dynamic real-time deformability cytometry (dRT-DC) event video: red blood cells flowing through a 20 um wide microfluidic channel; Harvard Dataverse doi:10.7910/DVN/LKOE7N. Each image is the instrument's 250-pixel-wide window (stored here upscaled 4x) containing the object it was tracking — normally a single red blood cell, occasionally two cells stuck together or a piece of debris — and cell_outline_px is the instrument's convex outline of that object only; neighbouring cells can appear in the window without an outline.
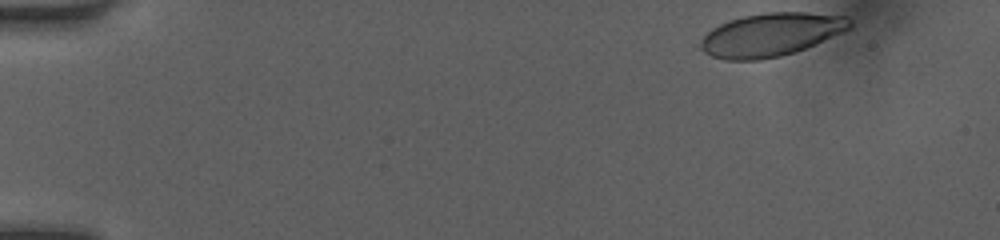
{"species": "human", "species_latin": "Homo sapiens", "temperature_condition": "room temperature", "stored_images_in_passage": 40, "camera_frame_rate_fps": 3000, "um_per_image_px": 0.085, "donor": {"sex": "female"}, "frame": {"image": 1, "passage_image": 1, "time_ms": 0.0, "image_size_px": [1000, 240], "cell_outline_px": [[852, 28], [804, 48], [780, 56], [760, 60], [724, 60], [712, 56], [704, 52], [700, 48], [700, 40], [712, 28], [728, 20], [744, 16], [764, 12], [808, 12], [848, 16], [852, 20]], "centroid_in_image_um": [65.53, 2.93], "position_along_channel_um": 19.5, "area_um2": 37.57}}
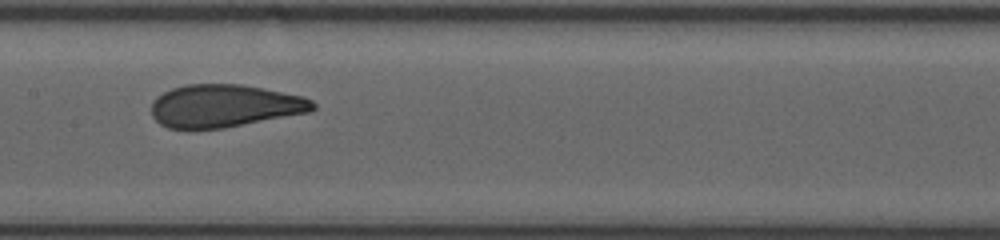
{"frame": {"image": 2, "passage_image": 22, "time_ms": 7.0, "image_size_px": [1000, 240], "cell_outline_px": [[316, 108], [312, 112], [224, 128], [168, 128], [160, 124], [152, 116], [152, 100], [156, 96], [172, 88], [188, 84], [240, 84], [304, 96], [312, 100], [316, 104]], "centroid_in_image_um": [19.11, 9.0], "position_along_channel_um": 188.3, "area_um2": 40.29}}
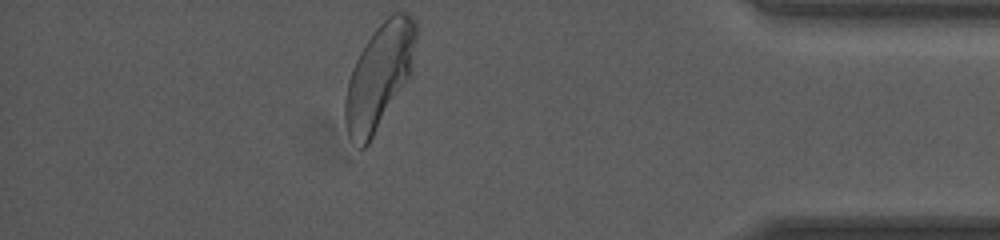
{"frame": {"image": 3, "passage_image": 40, "time_ms": 13.0, "image_size_px": [1000, 240], "cell_outline_px": [[416, 36], [412, 72], [368, 144], [364, 148], [360, 148], [348, 136], [344, 120], [344, 100], [348, 80], [352, 68], [360, 52], [372, 32], [392, 12], [408, 12], [416, 20]], "centroid_in_image_um": [32.22, 6.45], "position_along_channel_um": 403.0, "area_um2": 43.06}, "authors_computed_cell_mechanics": {"area_um2": 40.5467, "velocity_mm_per_s": 4.1477, "shape_relaxation_time_tau1_ms": 4.5545, "shape_relaxation_time_tau2_ms": null, "deformation_change_tau1": 0.1646, "deformation_change_tau2": null}}